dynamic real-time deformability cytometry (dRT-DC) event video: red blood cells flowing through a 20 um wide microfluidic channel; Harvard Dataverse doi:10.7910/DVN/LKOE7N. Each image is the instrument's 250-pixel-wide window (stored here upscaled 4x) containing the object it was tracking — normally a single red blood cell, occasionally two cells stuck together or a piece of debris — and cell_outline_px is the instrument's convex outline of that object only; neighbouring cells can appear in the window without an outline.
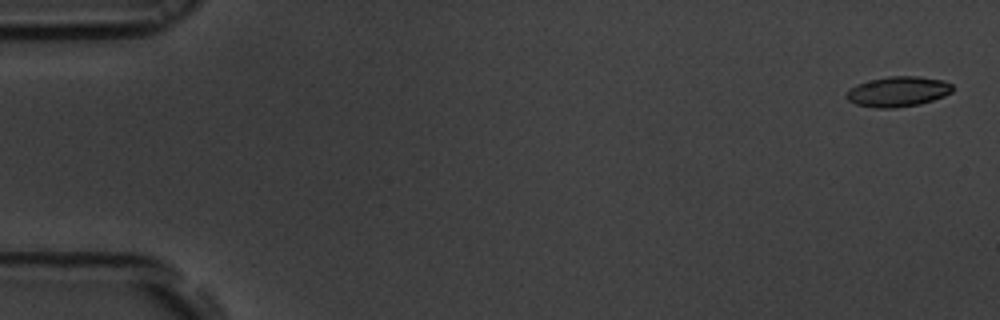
{"species": "common noctule bat (a hibernating species)", "species_latin": "Nyctalus noctula", "temperature_condition": "room temperature", "stored_images_in_passage": 56, "camera_frame_rate_fps": 3000, "um_per_image_px": 0.085, "animal": {"sex": "male", "body_mass_g": 19.5, "forearm_length_mm": 54.6}, "frame": {"image": 1, "passage_image": 2, "time_ms": 0.333, "image_size_px": [1000, 320], "cell_outline_px": [[952, 92], [944, 96], [920, 104], [896, 108], [876, 108], [856, 104], [848, 100], [844, 96], [856, 84], [888, 76], [916, 76], [944, 80], [952, 84]], "centroid_in_image_um": [76.34, 7.79], "position_along_channel_um": 8.7, "area_um2": 18.61}}
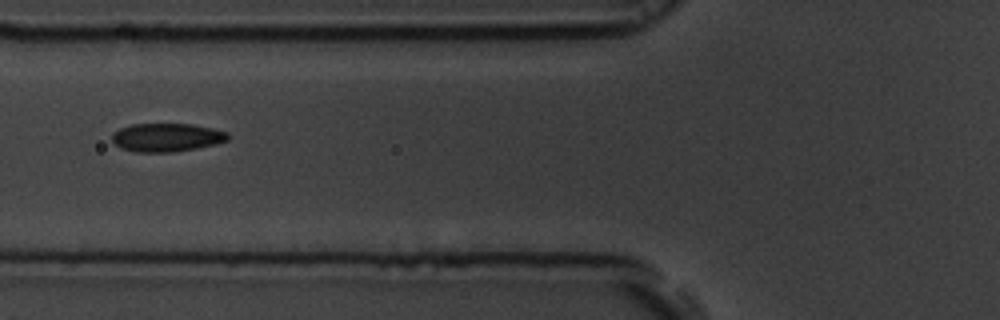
{"frame": {"image": 2, "passage_image": 22, "time_ms": 7.0, "image_size_px": [1000, 320], "cell_outline_px": [[228, 140], [216, 144], [196, 148], [172, 152], [136, 152], [120, 148], [112, 140], [112, 132], [120, 128], [132, 124], [192, 124], [212, 128], [228, 132]], "centroid_in_image_um": [14.15, 11.68], "position_along_channel_um": 111.6, "area_um2": 19.19}}
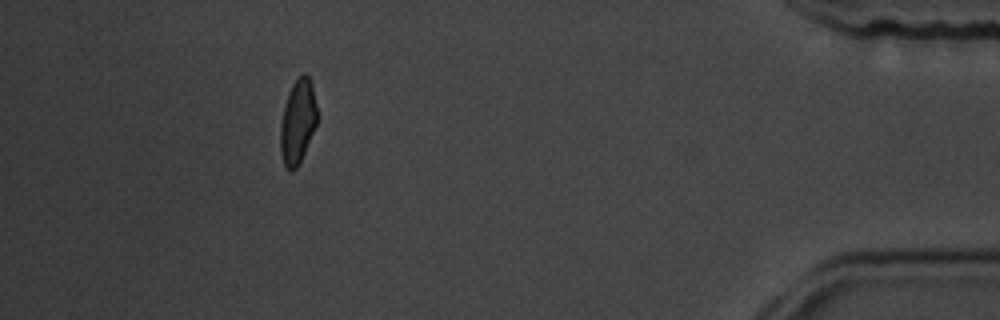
{"frame": {"image": 3, "passage_image": 51, "time_ms": 16.667, "image_size_px": [1000, 320], "cell_outline_px": [[316, 124], [304, 152], [296, 168], [292, 172], [284, 164], [280, 152], [280, 124], [284, 104], [288, 92], [292, 84], [304, 72], [308, 76], [312, 84], [316, 104]], "centroid_in_image_um": [25.28, 10.31], "position_along_channel_um": 409.9, "area_um2": 17.8}, "authors_computed_cell_mechanics": {"area_um2": 18.9006, "velocity_mm_per_s": 3.6716, "shape_relaxation_time_tau1_ms": 3.5764, "shape_relaxation_time_tau2_ms": 1.2217, "deformation_change_tau1": 0.1417, "deformation_change_tau2": 0.0745}}